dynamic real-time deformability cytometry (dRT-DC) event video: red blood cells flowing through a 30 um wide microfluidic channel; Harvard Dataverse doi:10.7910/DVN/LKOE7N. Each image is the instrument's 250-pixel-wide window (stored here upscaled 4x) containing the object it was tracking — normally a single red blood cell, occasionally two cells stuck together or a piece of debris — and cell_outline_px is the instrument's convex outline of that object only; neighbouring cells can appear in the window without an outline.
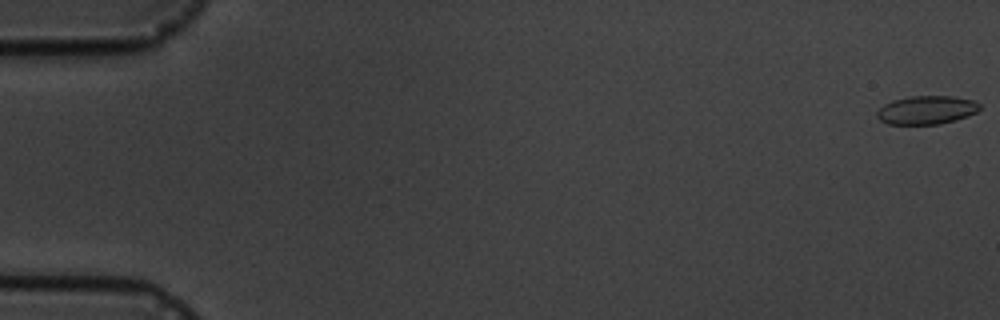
{"species": "common noctule bat (a hibernating species)", "species_latin": "Nyctalus noctula", "temperature_condition": "cold", "stored_images_in_passage": 6, "camera_frame_rate_fps": 3000, "um_per_image_px": 0.085, "animal": {"sex": "male", "body_mass_g": 19.5, "forearm_length_mm": 54.6}, "frame": {"image": 1, "passage_image": 1, "time_ms": 0.0, "image_size_px": [1000, 320], "cell_outline_px": [[980, 108], [976, 112], [968, 116], [956, 120], [940, 124], [888, 124], [880, 120], [876, 116], [876, 112], [884, 104], [892, 100], [912, 96], [952, 96], [976, 100], [980, 104]], "centroid_in_image_um": [78.77, 9.35], "position_along_channel_um": 6.2, "area_um2": 17.17}}
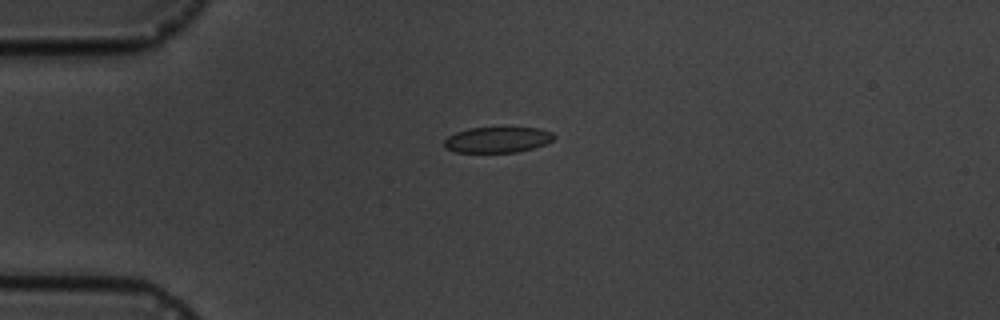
{"frame": {"image": 2, "passage_image": 5, "time_ms": 4.667, "image_size_px": [1000, 320], "cell_outline_px": [[556, 136], [552, 140], [544, 144], [532, 148], [516, 152], [456, 152], [444, 148], [444, 140], [448, 136], [456, 132], [468, 128], [540, 128], [552, 132]], "centroid_in_image_um": [42.26, 11.88], "position_along_channel_um": 42.7, "area_um2": 16.36}}